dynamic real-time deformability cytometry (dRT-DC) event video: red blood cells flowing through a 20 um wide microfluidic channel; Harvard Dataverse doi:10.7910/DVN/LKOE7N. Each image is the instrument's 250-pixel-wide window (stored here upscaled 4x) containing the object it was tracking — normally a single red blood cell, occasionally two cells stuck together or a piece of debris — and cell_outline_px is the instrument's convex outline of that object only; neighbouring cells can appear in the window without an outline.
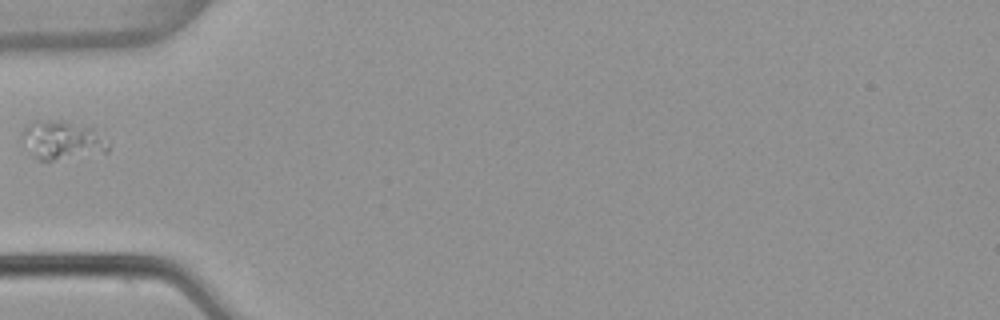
{"species": "common noctule bat (a hibernating species)", "species_latin": "Nyctalus noctula", "temperature_condition": "warm", "stored_images_in_passage": 5, "segment_of_instrument_passage": [2, 2], "camera_frame_rate_fps": 3000, "um_per_image_px": 0.085, "animal": {"sex": "female", "body_mass_g": 22.7, "forearm_length_mm": 54.2}, "frame": {"image": 1, "passage_image": 5, "time_ms": 1.333, "image_size_px": [1000, 320], "cell_outline_px": [[108, 152], [52, 160], [40, 160], [20, 140], [20, 132], [28, 124], [36, 120], [64, 120], [92, 128], [108, 144]], "centroid_in_image_um": [5.22, 11.89], "position_along_channel_um": 79.8, "area_um2": 19.13}}